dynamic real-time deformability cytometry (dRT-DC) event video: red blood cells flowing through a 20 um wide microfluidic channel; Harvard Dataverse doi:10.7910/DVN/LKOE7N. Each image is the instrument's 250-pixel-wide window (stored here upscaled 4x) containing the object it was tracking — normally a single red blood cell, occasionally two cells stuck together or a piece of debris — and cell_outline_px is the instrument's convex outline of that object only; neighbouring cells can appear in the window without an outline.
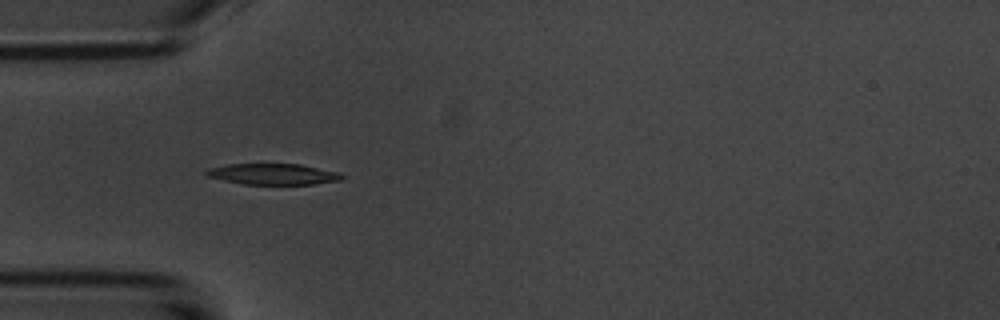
{"species": "common noctule bat (a hibernating species)", "species_latin": "Nyctalus noctula", "temperature_condition": "room temperature", "stored_images_in_passage": 6, "camera_frame_rate_fps": 3000, "um_per_image_px": 0.085, "animal": {"sex": "male", "body_mass_g": 20.1, "forearm_length_mm": 53.5}, "frame": {"image": 1, "passage_image": 5, "time_ms": 5.0, "image_size_px": [1000, 320], "cell_outline_px": [[344, 176], [340, 180], [312, 184], [244, 184], [224, 180], [208, 176], [204, 172], [208, 168], [228, 164], [300, 164], [336, 172]], "centroid_in_image_um": [23.17, 14.79], "position_along_channel_um": 61.8, "area_um2": 16.3}}